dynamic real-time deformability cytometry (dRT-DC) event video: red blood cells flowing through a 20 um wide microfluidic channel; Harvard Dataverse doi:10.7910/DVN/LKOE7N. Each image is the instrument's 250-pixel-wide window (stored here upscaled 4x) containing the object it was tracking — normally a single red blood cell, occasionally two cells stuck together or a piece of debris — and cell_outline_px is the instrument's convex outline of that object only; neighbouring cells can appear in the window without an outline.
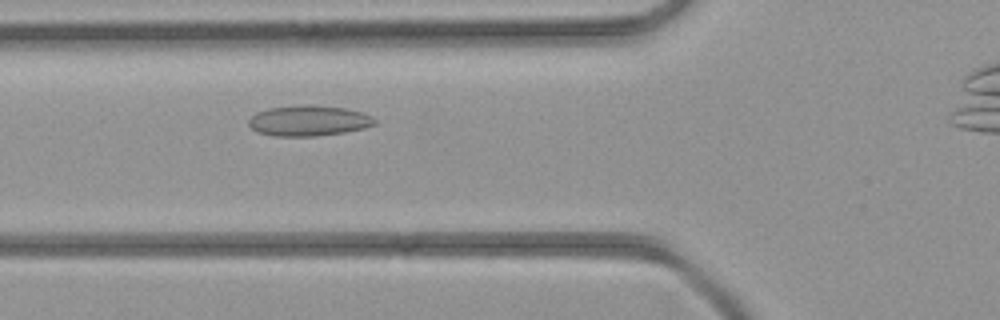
{"species": "common noctule bat (a hibernating species)", "species_latin": "Nyctalus noctula", "temperature_condition": "room temperature", "stored_images_in_passage": 30, "camera_frame_rate_fps": 3000, "um_per_image_px": 0.085, "animal": {"sex": "female", "body_mass_g": 21.9}, "frame": {"image": 1, "passage_image": 6, "time_ms": 1.667, "image_size_px": [1000, 320], "cell_outline_px": [[376, 124], [364, 128], [344, 132], [316, 136], [272, 136], [256, 132], [248, 124], [248, 120], [256, 112], [268, 108], [300, 104], [308, 104], [344, 108], [360, 112], [372, 116], [376, 120]], "centroid_in_image_um": [26.2, 10.25], "position_along_channel_um": 99.6, "area_um2": 22.6}}
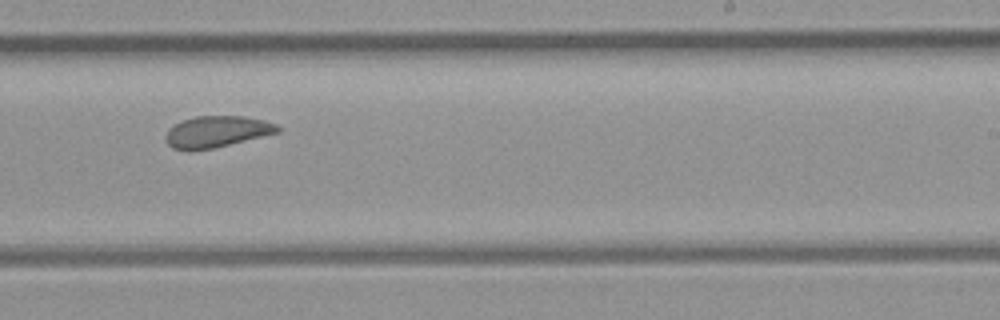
{"frame": {"image": 2, "passage_image": 17, "time_ms": 5.333, "image_size_px": [1000, 320], "cell_outline_px": [[280, 132], [212, 148], [172, 148], [168, 144], [164, 136], [168, 128], [184, 120], [196, 116], [244, 116], [264, 120], [276, 124], [280, 128]], "centroid_in_image_um": [18.45, 11.16], "position_along_channel_um": 270.6, "area_um2": 19.94}}
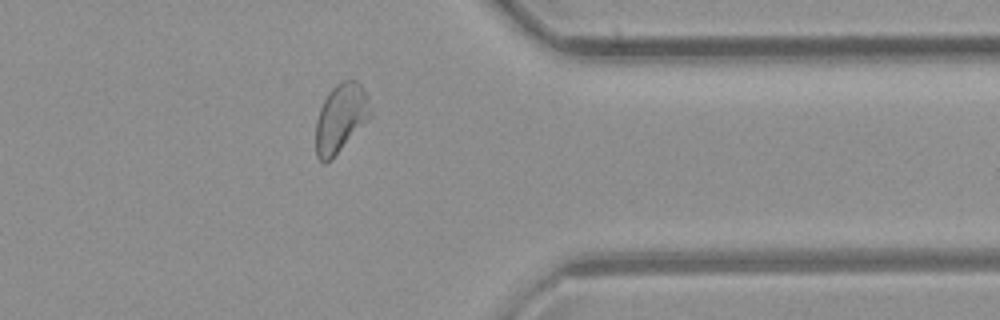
{"frame": {"image": 3, "passage_image": 25, "time_ms": 8.0, "image_size_px": [1000, 320], "cell_outline_px": [[372, 116], [324, 164], [316, 156], [316, 120], [320, 108], [328, 92], [336, 84], [344, 80], [356, 80], [360, 84], [368, 96], [372, 108]], "centroid_in_image_um": [28.97, 9.97], "position_along_channel_um": 382.4, "area_um2": 21.44}}